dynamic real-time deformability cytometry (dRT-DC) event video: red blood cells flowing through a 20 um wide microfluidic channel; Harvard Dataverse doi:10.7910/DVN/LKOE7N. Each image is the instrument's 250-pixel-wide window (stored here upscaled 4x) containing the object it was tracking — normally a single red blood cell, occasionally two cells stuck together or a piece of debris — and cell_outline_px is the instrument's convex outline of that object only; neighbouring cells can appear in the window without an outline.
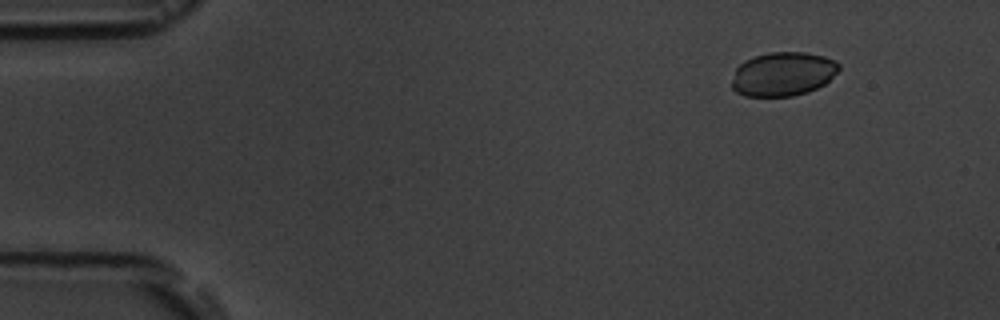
{"species": "common noctule bat (a hibernating species)", "species_latin": "Nyctalus noctula", "temperature_condition": "room temperature", "stored_images_in_passage": 4, "camera_frame_rate_fps": 3000, "um_per_image_px": 0.085, "animal": {"sex": "male", "body_mass_g": 19.5, "forearm_length_mm": 54.6}, "frame": {"image": 1, "passage_image": 1, "time_ms": 0.0, "image_size_px": [1000, 320], "cell_outline_px": [[840, 68], [824, 84], [808, 92], [792, 96], [744, 96], [736, 92], [732, 88], [732, 80], [736, 68], [744, 60], [768, 52], [804, 52], [824, 56], [836, 60], [840, 64]], "centroid_in_image_um": [66.55, 6.29], "position_along_channel_um": 18.5, "area_um2": 27.46}}